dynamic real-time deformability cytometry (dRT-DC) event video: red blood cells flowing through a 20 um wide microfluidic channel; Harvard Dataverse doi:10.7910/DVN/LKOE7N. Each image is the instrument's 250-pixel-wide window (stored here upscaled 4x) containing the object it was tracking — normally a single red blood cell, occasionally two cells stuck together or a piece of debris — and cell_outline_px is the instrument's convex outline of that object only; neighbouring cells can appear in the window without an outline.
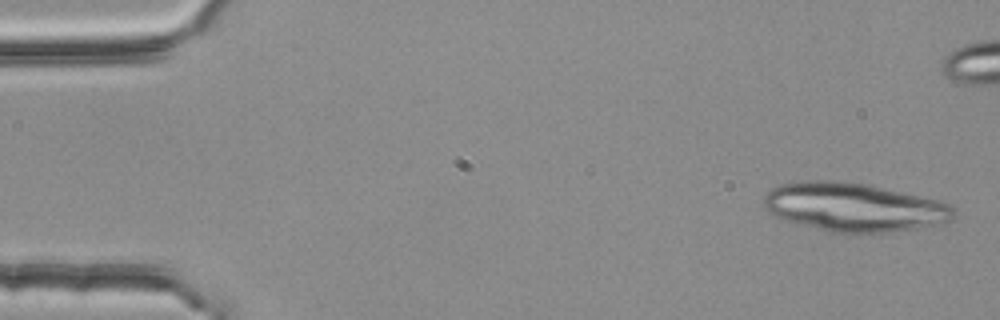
{"species": "common noctule bat (a hibernating species)", "species_latin": "Nyctalus noctula", "temperature_condition": "room temperature", "stored_images_in_passage": 3, "camera_frame_rate_fps": 3000, "um_per_image_px": 0.085, "animal": {"sex": "female", "body_mass_g": 25.1}, "frame": {"image": 1, "passage_image": 3, "time_ms": 0.667, "image_size_px": [1000, 320], "cell_outline_px": [[956, 216], [948, 220], [936, 224], [916, 228], [892, 232], [832, 232], [784, 220], [768, 212], [764, 208], [764, 196], [772, 188], [780, 184], [800, 180], [832, 180], [868, 184], [936, 200], [948, 204], [956, 212]], "centroid_in_image_um": [72.53, 17.59], "position_along_channel_um": 12.5, "area_um2": 53.41}}